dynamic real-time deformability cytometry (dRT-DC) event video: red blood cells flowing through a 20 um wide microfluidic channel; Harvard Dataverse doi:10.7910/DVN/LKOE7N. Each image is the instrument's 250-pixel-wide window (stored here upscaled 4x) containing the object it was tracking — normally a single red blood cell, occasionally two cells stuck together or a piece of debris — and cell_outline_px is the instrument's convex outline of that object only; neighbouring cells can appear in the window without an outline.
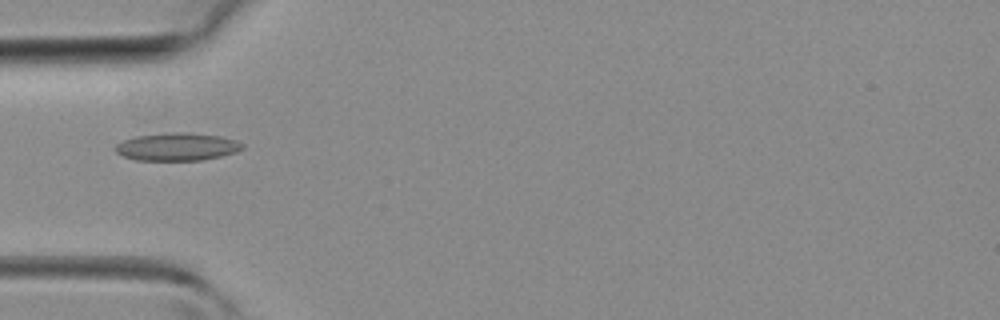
{"species": "common noctule bat (a hibernating species)", "species_latin": "Nyctalus noctula", "temperature_condition": "room temperature", "stored_images_in_passage": 5, "camera_frame_rate_fps": 3000, "um_per_image_px": 0.085, "animal": {"sex": "female", "body_mass_g": 19.3, "forearm_length_mm": 54.1}, "frame": {"image": 1, "passage_image": 2, "time_ms": 0.333, "image_size_px": [1000, 320], "cell_outline_px": [[244, 148], [236, 152], [220, 156], [200, 160], [136, 160], [124, 156], [116, 152], [116, 144], [124, 140], [136, 136], [168, 132], [184, 132], [220, 136], [236, 140], [244, 144]], "centroid_in_image_um": [15.07, 12.47], "position_along_channel_um": 69.9, "area_um2": 20.46}}
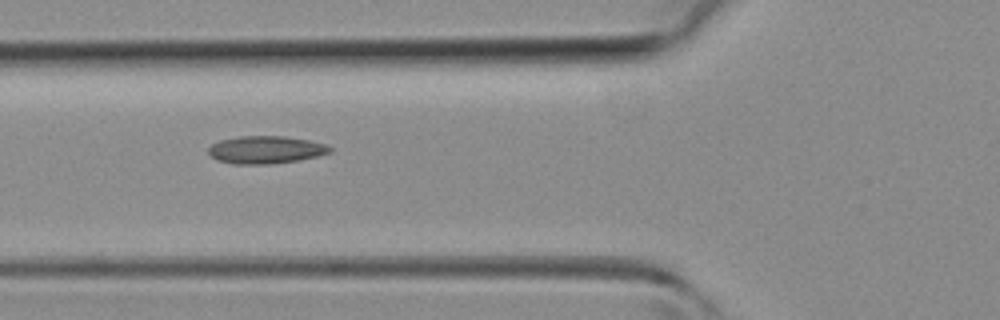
{"frame": {"image": 2, "passage_image": 4, "time_ms": 1.0, "image_size_px": [1000, 320], "cell_outline_px": [[332, 152], [316, 156], [296, 160], [268, 164], [232, 164], [216, 160], [208, 152], [208, 148], [212, 144], [220, 140], [240, 136], [284, 136], [308, 140], [324, 144], [332, 148]], "centroid_in_image_um": [22.55, 12.73], "position_along_channel_um": 103.3, "area_um2": 19.42}}